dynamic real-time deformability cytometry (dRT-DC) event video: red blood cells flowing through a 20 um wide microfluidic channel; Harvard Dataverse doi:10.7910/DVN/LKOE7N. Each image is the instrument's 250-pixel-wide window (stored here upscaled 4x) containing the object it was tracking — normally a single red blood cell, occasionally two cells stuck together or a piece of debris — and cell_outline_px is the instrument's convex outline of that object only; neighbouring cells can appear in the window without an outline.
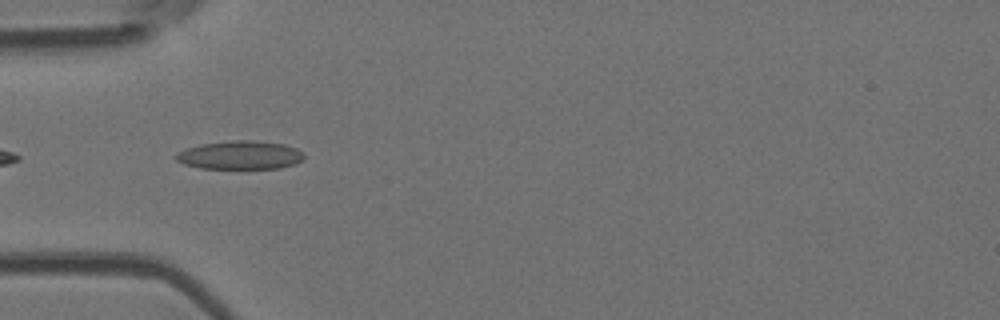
{"species": "Egyptian fruit bat (a non-hibernating species)", "species_latin": "Rousettus aegyptiacus", "temperature_condition": "room temperature", "stored_images_in_passage": 3, "camera_frame_rate_fps": 3000, "um_per_image_px": 0.085, "animal": {"sex": "female"}, "frame": {"image": 1, "passage_image": 3, "time_ms": 2.333, "image_size_px": [1000, 320], "cell_outline_px": [[304, 160], [296, 164], [280, 168], [200, 168], [184, 164], [176, 160], [172, 156], [176, 152], [184, 148], [204, 144], [232, 140], [252, 140], [284, 144], [296, 148], [304, 152]], "centroid_in_image_um": [20.41, 13.18], "position_along_channel_um": 64.6, "area_um2": 21.44}}